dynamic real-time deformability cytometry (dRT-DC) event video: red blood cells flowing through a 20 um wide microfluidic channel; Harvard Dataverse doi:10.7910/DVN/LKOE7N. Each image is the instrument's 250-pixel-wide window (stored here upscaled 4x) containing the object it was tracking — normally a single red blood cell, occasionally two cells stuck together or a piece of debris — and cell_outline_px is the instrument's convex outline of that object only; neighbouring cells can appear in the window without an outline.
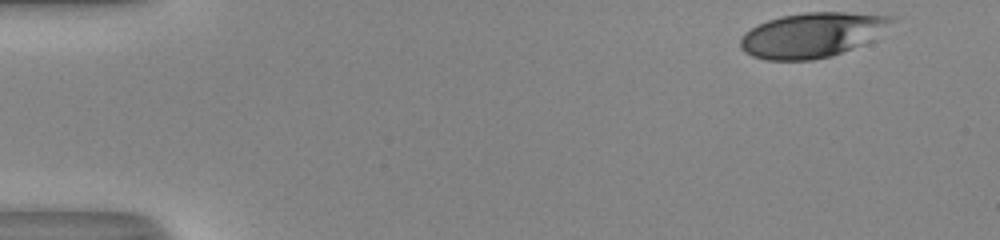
{"species": "human", "species_latin": "Homo sapiens", "temperature_condition": "room temperature", "stored_images_in_passage": 40, "camera_frame_rate_fps": 3000, "um_per_image_px": 0.085, "donor": {"sex": "male"}, "frame": {"image": 1, "passage_image": 1, "time_ms": 0.0, "image_size_px": [1000, 240], "cell_outline_px": [[900, 16], [896, 20], [872, 40], [832, 56], [812, 60], [768, 60], [752, 56], [744, 52], [740, 48], [740, 40], [744, 32], [768, 20], [780, 16], [804, 12], [844, 12]], "centroid_in_image_um": [69.06, 2.96], "position_along_channel_um": 15.9, "area_um2": 39.65}}
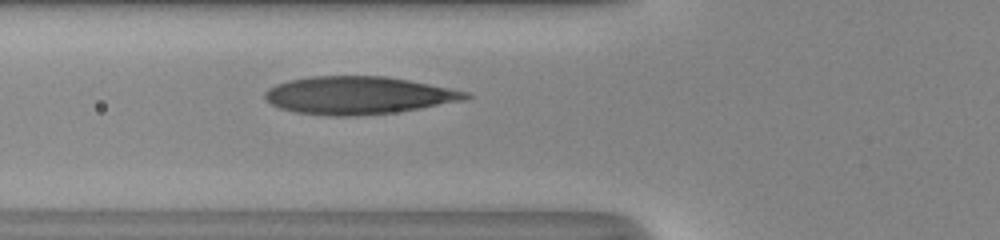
{"frame": {"image": 2, "passage_image": 17, "time_ms": 5.333, "image_size_px": [1000, 240], "cell_outline_px": [[472, 96], [464, 100], [420, 108], [392, 112], [356, 116], [332, 116], [296, 112], [280, 108], [272, 104], [264, 96], [264, 92], [268, 88], [276, 84], [288, 80], [312, 76], [384, 76], [408, 80], [468, 92]], "centroid_in_image_um": [30.42, 8.1], "position_along_channel_um": 95.4, "area_um2": 43.75}}
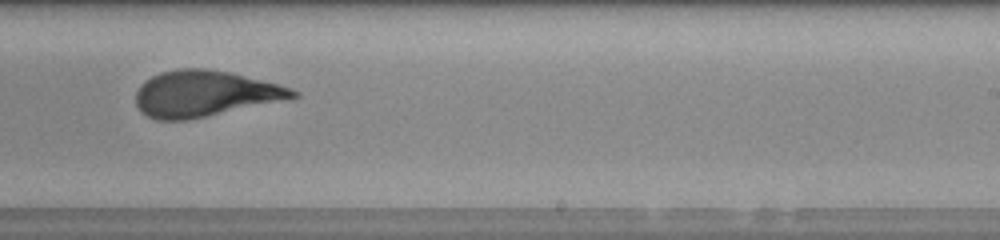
{"frame": {"image": 3, "passage_image": 30, "time_ms": 9.667, "image_size_px": [1000, 240], "cell_outline_px": [[300, 96], [292, 100], [188, 120], [156, 120], [140, 112], [136, 104], [136, 92], [140, 84], [152, 76], [160, 72], [184, 68], [204, 68], [228, 72], [292, 88], [300, 92]], "centroid_in_image_um": [17.44, 7.99], "position_along_channel_um": 271.6, "area_um2": 42.54}, "authors_computed_cell_mechanics": {"area_um2": 42.0784, "velocity_mm_per_s": 4.08, "shape_relaxation_time_tau1_ms": 7.1101, "shape_relaxation_time_tau2_ms": 0.9856, "deformation_change_tau1": 0.2498, "deformation_change_tau2": 0.0832}}